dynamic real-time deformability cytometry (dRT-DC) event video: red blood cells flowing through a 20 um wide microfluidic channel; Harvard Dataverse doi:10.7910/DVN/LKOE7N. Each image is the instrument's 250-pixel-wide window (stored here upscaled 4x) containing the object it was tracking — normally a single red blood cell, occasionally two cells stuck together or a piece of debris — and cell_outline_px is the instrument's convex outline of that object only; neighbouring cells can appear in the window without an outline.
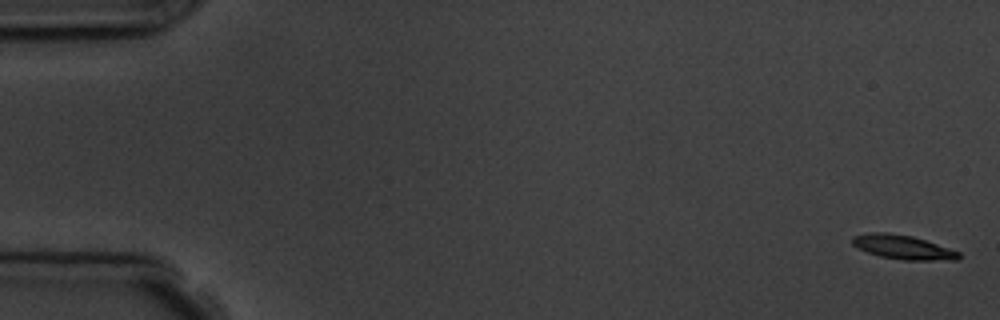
{"species": "common noctule bat (a hibernating species)", "species_latin": "Nyctalus noctula", "temperature_condition": "room temperature", "stored_images_in_passage": 5, "camera_frame_rate_fps": 3000, "um_per_image_px": 0.085, "animal": {"sex": "male", "body_mass_g": 19.5, "forearm_length_mm": 54.6}, "frame": {"image": 1, "passage_image": 1, "time_ms": 0.0, "image_size_px": [1000, 320], "cell_outline_px": [[960, 256], [956, 260], [904, 260], [880, 256], [868, 252], [852, 244], [852, 236], [868, 232], [888, 232], [912, 236], [960, 252]], "centroid_in_image_um": [76.72, 21.0], "position_along_channel_um": 8.3, "area_um2": 14.8}}